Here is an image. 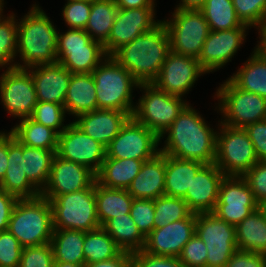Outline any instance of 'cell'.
Masks as SVG:
<instances>
[{
  "instance_id": "obj_58",
  "label": "cell",
  "mask_w": 266,
  "mask_h": 267,
  "mask_svg": "<svg viewBox=\"0 0 266 267\" xmlns=\"http://www.w3.org/2000/svg\"><path fill=\"white\" fill-rule=\"evenodd\" d=\"M206 0H180V3L175 7V9H194L200 10Z\"/></svg>"
},
{
  "instance_id": "obj_6",
  "label": "cell",
  "mask_w": 266,
  "mask_h": 267,
  "mask_svg": "<svg viewBox=\"0 0 266 267\" xmlns=\"http://www.w3.org/2000/svg\"><path fill=\"white\" fill-rule=\"evenodd\" d=\"M138 88L143 92L132 117L160 138L189 102L167 94L153 83H141Z\"/></svg>"
},
{
  "instance_id": "obj_30",
  "label": "cell",
  "mask_w": 266,
  "mask_h": 267,
  "mask_svg": "<svg viewBox=\"0 0 266 267\" xmlns=\"http://www.w3.org/2000/svg\"><path fill=\"white\" fill-rule=\"evenodd\" d=\"M250 56L229 79L239 89L266 98V58L255 48Z\"/></svg>"
},
{
  "instance_id": "obj_21",
  "label": "cell",
  "mask_w": 266,
  "mask_h": 267,
  "mask_svg": "<svg viewBox=\"0 0 266 267\" xmlns=\"http://www.w3.org/2000/svg\"><path fill=\"white\" fill-rule=\"evenodd\" d=\"M196 213L156 228L146 237L144 251L156 256L179 257L185 244L194 236Z\"/></svg>"
},
{
  "instance_id": "obj_15",
  "label": "cell",
  "mask_w": 266,
  "mask_h": 267,
  "mask_svg": "<svg viewBox=\"0 0 266 267\" xmlns=\"http://www.w3.org/2000/svg\"><path fill=\"white\" fill-rule=\"evenodd\" d=\"M258 208L253 193L242 176H225L213 213L221 220L236 226Z\"/></svg>"
},
{
  "instance_id": "obj_12",
  "label": "cell",
  "mask_w": 266,
  "mask_h": 267,
  "mask_svg": "<svg viewBox=\"0 0 266 267\" xmlns=\"http://www.w3.org/2000/svg\"><path fill=\"white\" fill-rule=\"evenodd\" d=\"M195 234L206 245V267H224L238 249L235 226L213 212L196 213Z\"/></svg>"
},
{
  "instance_id": "obj_14",
  "label": "cell",
  "mask_w": 266,
  "mask_h": 267,
  "mask_svg": "<svg viewBox=\"0 0 266 267\" xmlns=\"http://www.w3.org/2000/svg\"><path fill=\"white\" fill-rule=\"evenodd\" d=\"M0 98L10 116L20 120L31 118L38 102L31 73L16 67L3 70L0 75Z\"/></svg>"
},
{
  "instance_id": "obj_22",
  "label": "cell",
  "mask_w": 266,
  "mask_h": 267,
  "mask_svg": "<svg viewBox=\"0 0 266 267\" xmlns=\"http://www.w3.org/2000/svg\"><path fill=\"white\" fill-rule=\"evenodd\" d=\"M226 175L215 165L205 164L194 176L183 200L193 213L213 212L222 180Z\"/></svg>"
},
{
  "instance_id": "obj_29",
  "label": "cell",
  "mask_w": 266,
  "mask_h": 267,
  "mask_svg": "<svg viewBox=\"0 0 266 267\" xmlns=\"http://www.w3.org/2000/svg\"><path fill=\"white\" fill-rule=\"evenodd\" d=\"M145 161L148 160L113 159L106 156L96 173V182L107 188L127 190Z\"/></svg>"
},
{
  "instance_id": "obj_46",
  "label": "cell",
  "mask_w": 266,
  "mask_h": 267,
  "mask_svg": "<svg viewBox=\"0 0 266 267\" xmlns=\"http://www.w3.org/2000/svg\"><path fill=\"white\" fill-rule=\"evenodd\" d=\"M51 243L24 247L19 267H53Z\"/></svg>"
},
{
  "instance_id": "obj_61",
  "label": "cell",
  "mask_w": 266,
  "mask_h": 267,
  "mask_svg": "<svg viewBox=\"0 0 266 267\" xmlns=\"http://www.w3.org/2000/svg\"><path fill=\"white\" fill-rule=\"evenodd\" d=\"M4 10V0H0V11Z\"/></svg>"
},
{
  "instance_id": "obj_20",
  "label": "cell",
  "mask_w": 266,
  "mask_h": 267,
  "mask_svg": "<svg viewBox=\"0 0 266 267\" xmlns=\"http://www.w3.org/2000/svg\"><path fill=\"white\" fill-rule=\"evenodd\" d=\"M96 181V174L88 167L65 160L55 154L48 182L40 192L45 199L89 188Z\"/></svg>"
},
{
  "instance_id": "obj_36",
  "label": "cell",
  "mask_w": 266,
  "mask_h": 267,
  "mask_svg": "<svg viewBox=\"0 0 266 267\" xmlns=\"http://www.w3.org/2000/svg\"><path fill=\"white\" fill-rule=\"evenodd\" d=\"M118 9L115 0H91L85 31L93 40L102 44L108 40Z\"/></svg>"
},
{
  "instance_id": "obj_39",
  "label": "cell",
  "mask_w": 266,
  "mask_h": 267,
  "mask_svg": "<svg viewBox=\"0 0 266 267\" xmlns=\"http://www.w3.org/2000/svg\"><path fill=\"white\" fill-rule=\"evenodd\" d=\"M211 31L247 26L238 18L232 0H206L200 9Z\"/></svg>"
},
{
  "instance_id": "obj_52",
  "label": "cell",
  "mask_w": 266,
  "mask_h": 267,
  "mask_svg": "<svg viewBox=\"0 0 266 267\" xmlns=\"http://www.w3.org/2000/svg\"><path fill=\"white\" fill-rule=\"evenodd\" d=\"M224 267H266V254L237 249Z\"/></svg>"
},
{
  "instance_id": "obj_32",
  "label": "cell",
  "mask_w": 266,
  "mask_h": 267,
  "mask_svg": "<svg viewBox=\"0 0 266 267\" xmlns=\"http://www.w3.org/2000/svg\"><path fill=\"white\" fill-rule=\"evenodd\" d=\"M237 248L266 254V219L257 208L235 226Z\"/></svg>"
},
{
  "instance_id": "obj_11",
  "label": "cell",
  "mask_w": 266,
  "mask_h": 267,
  "mask_svg": "<svg viewBox=\"0 0 266 267\" xmlns=\"http://www.w3.org/2000/svg\"><path fill=\"white\" fill-rule=\"evenodd\" d=\"M170 40V51L198 58L210 27L201 10L174 9L170 19L162 20Z\"/></svg>"
},
{
  "instance_id": "obj_40",
  "label": "cell",
  "mask_w": 266,
  "mask_h": 267,
  "mask_svg": "<svg viewBox=\"0 0 266 267\" xmlns=\"http://www.w3.org/2000/svg\"><path fill=\"white\" fill-rule=\"evenodd\" d=\"M17 21L18 19H16V15L13 12L4 16L3 11H0V68L2 69H5V67L7 69L16 67Z\"/></svg>"
},
{
  "instance_id": "obj_38",
  "label": "cell",
  "mask_w": 266,
  "mask_h": 267,
  "mask_svg": "<svg viewBox=\"0 0 266 267\" xmlns=\"http://www.w3.org/2000/svg\"><path fill=\"white\" fill-rule=\"evenodd\" d=\"M122 250L102 228L85 232L83 252L85 264H92L116 257Z\"/></svg>"
},
{
  "instance_id": "obj_41",
  "label": "cell",
  "mask_w": 266,
  "mask_h": 267,
  "mask_svg": "<svg viewBox=\"0 0 266 267\" xmlns=\"http://www.w3.org/2000/svg\"><path fill=\"white\" fill-rule=\"evenodd\" d=\"M192 211L183 198L160 196L154 200V229L187 218Z\"/></svg>"
},
{
  "instance_id": "obj_5",
  "label": "cell",
  "mask_w": 266,
  "mask_h": 267,
  "mask_svg": "<svg viewBox=\"0 0 266 267\" xmlns=\"http://www.w3.org/2000/svg\"><path fill=\"white\" fill-rule=\"evenodd\" d=\"M8 231L23 248L50 243L53 234L50 201L42 195L18 199L9 220Z\"/></svg>"
},
{
  "instance_id": "obj_42",
  "label": "cell",
  "mask_w": 266,
  "mask_h": 267,
  "mask_svg": "<svg viewBox=\"0 0 266 267\" xmlns=\"http://www.w3.org/2000/svg\"><path fill=\"white\" fill-rule=\"evenodd\" d=\"M66 114L63 105L38 101L31 115V119L52 128L60 134L68 126V124L64 125Z\"/></svg>"
},
{
  "instance_id": "obj_47",
  "label": "cell",
  "mask_w": 266,
  "mask_h": 267,
  "mask_svg": "<svg viewBox=\"0 0 266 267\" xmlns=\"http://www.w3.org/2000/svg\"><path fill=\"white\" fill-rule=\"evenodd\" d=\"M23 247L8 230L0 231V267H19Z\"/></svg>"
},
{
  "instance_id": "obj_35",
  "label": "cell",
  "mask_w": 266,
  "mask_h": 267,
  "mask_svg": "<svg viewBox=\"0 0 266 267\" xmlns=\"http://www.w3.org/2000/svg\"><path fill=\"white\" fill-rule=\"evenodd\" d=\"M102 228L122 251L133 253L144 250L146 238L141 234L130 214L114 217L108 220Z\"/></svg>"
},
{
  "instance_id": "obj_7",
  "label": "cell",
  "mask_w": 266,
  "mask_h": 267,
  "mask_svg": "<svg viewBox=\"0 0 266 267\" xmlns=\"http://www.w3.org/2000/svg\"><path fill=\"white\" fill-rule=\"evenodd\" d=\"M49 201L53 229L88 232L101 227L97 216L95 182L89 188L54 196Z\"/></svg>"
},
{
  "instance_id": "obj_8",
  "label": "cell",
  "mask_w": 266,
  "mask_h": 267,
  "mask_svg": "<svg viewBox=\"0 0 266 267\" xmlns=\"http://www.w3.org/2000/svg\"><path fill=\"white\" fill-rule=\"evenodd\" d=\"M215 96L218 98L215 108L222 115L218 121L221 124L244 129L266 119V98L239 89L229 78L217 88Z\"/></svg>"
},
{
  "instance_id": "obj_45",
  "label": "cell",
  "mask_w": 266,
  "mask_h": 267,
  "mask_svg": "<svg viewBox=\"0 0 266 267\" xmlns=\"http://www.w3.org/2000/svg\"><path fill=\"white\" fill-rule=\"evenodd\" d=\"M91 12V0L67 1L62 9V18L68 28L85 30Z\"/></svg>"
},
{
  "instance_id": "obj_44",
  "label": "cell",
  "mask_w": 266,
  "mask_h": 267,
  "mask_svg": "<svg viewBox=\"0 0 266 267\" xmlns=\"http://www.w3.org/2000/svg\"><path fill=\"white\" fill-rule=\"evenodd\" d=\"M130 216L141 234L146 238L154 229V200L133 199Z\"/></svg>"
},
{
  "instance_id": "obj_26",
  "label": "cell",
  "mask_w": 266,
  "mask_h": 267,
  "mask_svg": "<svg viewBox=\"0 0 266 267\" xmlns=\"http://www.w3.org/2000/svg\"><path fill=\"white\" fill-rule=\"evenodd\" d=\"M165 154L158 153L145 161L140 172L128 187V193L134 199L155 200L165 195Z\"/></svg>"
},
{
  "instance_id": "obj_53",
  "label": "cell",
  "mask_w": 266,
  "mask_h": 267,
  "mask_svg": "<svg viewBox=\"0 0 266 267\" xmlns=\"http://www.w3.org/2000/svg\"><path fill=\"white\" fill-rule=\"evenodd\" d=\"M18 198L0 188V231L8 230L9 220Z\"/></svg>"
},
{
  "instance_id": "obj_3",
  "label": "cell",
  "mask_w": 266,
  "mask_h": 267,
  "mask_svg": "<svg viewBox=\"0 0 266 267\" xmlns=\"http://www.w3.org/2000/svg\"><path fill=\"white\" fill-rule=\"evenodd\" d=\"M170 52V40L165 24L137 36L121 46L111 56L141 83H152Z\"/></svg>"
},
{
  "instance_id": "obj_57",
  "label": "cell",
  "mask_w": 266,
  "mask_h": 267,
  "mask_svg": "<svg viewBox=\"0 0 266 267\" xmlns=\"http://www.w3.org/2000/svg\"><path fill=\"white\" fill-rule=\"evenodd\" d=\"M258 33L260 41H257L258 44L254 48L257 49L266 58V21L258 29Z\"/></svg>"
},
{
  "instance_id": "obj_1",
  "label": "cell",
  "mask_w": 266,
  "mask_h": 267,
  "mask_svg": "<svg viewBox=\"0 0 266 267\" xmlns=\"http://www.w3.org/2000/svg\"><path fill=\"white\" fill-rule=\"evenodd\" d=\"M167 135V137H166ZM166 137V138H165ZM217 129L188 104L160 137V153L204 164L215 163Z\"/></svg>"
},
{
  "instance_id": "obj_56",
  "label": "cell",
  "mask_w": 266,
  "mask_h": 267,
  "mask_svg": "<svg viewBox=\"0 0 266 267\" xmlns=\"http://www.w3.org/2000/svg\"><path fill=\"white\" fill-rule=\"evenodd\" d=\"M156 0H115L118 8L132 9L144 7H156Z\"/></svg>"
},
{
  "instance_id": "obj_28",
  "label": "cell",
  "mask_w": 266,
  "mask_h": 267,
  "mask_svg": "<svg viewBox=\"0 0 266 267\" xmlns=\"http://www.w3.org/2000/svg\"><path fill=\"white\" fill-rule=\"evenodd\" d=\"M204 165L165 154V195L183 198L190 190L192 179Z\"/></svg>"
},
{
  "instance_id": "obj_37",
  "label": "cell",
  "mask_w": 266,
  "mask_h": 267,
  "mask_svg": "<svg viewBox=\"0 0 266 267\" xmlns=\"http://www.w3.org/2000/svg\"><path fill=\"white\" fill-rule=\"evenodd\" d=\"M56 152L23 145V170L29 181L41 192L48 182Z\"/></svg>"
},
{
  "instance_id": "obj_9",
  "label": "cell",
  "mask_w": 266,
  "mask_h": 267,
  "mask_svg": "<svg viewBox=\"0 0 266 267\" xmlns=\"http://www.w3.org/2000/svg\"><path fill=\"white\" fill-rule=\"evenodd\" d=\"M107 56L103 44L83 29L57 33V63L71 73H92Z\"/></svg>"
},
{
  "instance_id": "obj_34",
  "label": "cell",
  "mask_w": 266,
  "mask_h": 267,
  "mask_svg": "<svg viewBox=\"0 0 266 267\" xmlns=\"http://www.w3.org/2000/svg\"><path fill=\"white\" fill-rule=\"evenodd\" d=\"M10 132L22 145L57 152L59 134L31 118L20 120L11 128Z\"/></svg>"
},
{
  "instance_id": "obj_50",
  "label": "cell",
  "mask_w": 266,
  "mask_h": 267,
  "mask_svg": "<svg viewBox=\"0 0 266 267\" xmlns=\"http://www.w3.org/2000/svg\"><path fill=\"white\" fill-rule=\"evenodd\" d=\"M132 267H186L178 257L151 255L144 250L132 253Z\"/></svg>"
},
{
  "instance_id": "obj_16",
  "label": "cell",
  "mask_w": 266,
  "mask_h": 267,
  "mask_svg": "<svg viewBox=\"0 0 266 267\" xmlns=\"http://www.w3.org/2000/svg\"><path fill=\"white\" fill-rule=\"evenodd\" d=\"M202 74L207 73L201 68L197 58L170 51L152 83L169 95L183 98Z\"/></svg>"
},
{
  "instance_id": "obj_33",
  "label": "cell",
  "mask_w": 266,
  "mask_h": 267,
  "mask_svg": "<svg viewBox=\"0 0 266 267\" xmlns=\"http://www.w3.org/2000/svg\"><path fill=\"white\" fill-rule=\"evenodd\" d=\"M85 232L73 229H53L50 241L54 261L85 264L83 244Z\"/></svg>"
},
{
  "instance_id": "obj_62",
  "label": "cell",
  "mask_w": 266,
  "mask_h": 267,
  "mask_svg": "<svg viewBox=\"0 0 266 267\" xmlns=\"http://www.w3.org/2000/svg\"><path fill=\"white\" fill-rule=\"evenodd\" d=\"M66 1H83V0H66Z\"/></svg>"
},
{
  "instance_id": "obj_24",
  "label": "cell",
  "mask_w": 266,
  "mask_h": 267,
  "mask_svg": "<svg viewBox=\"0 0 266 267\" xmlns=\"http://www.w3.org/2000/svg\"><path fill=\"white\" fill-rule=\"evenodd\" d=\"M130 116L114 109H96L78 115L73 123L85 134L107 147Z\"/></svg>"
},
{
  "instance_id": "obj_23",
  "label": "cell",
  "mask_w": 266,
  "mask_h": 267,
  "mask_svg": "<svg viewBox=\"0 0 266 267\" xmlns=\"http://www.w3.org/2000/svg\"><path fill=\"white\" fill-rule=\"evenodd\" d=\"M37 101L52 102L64 106L72 73L59 63L30 67Z\"/></svg>"
},
{
  "instance_id": "obj_60",
  "label": "cell",
  "mask_w": 266,
  "mask_h": 267,
  "mask_svg": "<svg viewBox=\"0 0 266 267\" xmlns=\"http://www.w3.org/2000/svg\"><path fill=\"white\" fill-rule=\"evenodd\" d=\"M258 209L261 211L263 216L266 219V199L262 200L260 203H258Z\"/></svg>"
},
{
  "instance_id": "obj_25",
  "label": "cell",
  "mask_w": 266,
  "mask_h": 267,
  "mask_svg": "<svg viewBox=\"0 0 266 267\" xmlns=\"http://www.w3.org/2000/svg\"><path fill=\"white\" fill-rule=\"evenodd\" d=\"M0 188L18 199L34 198L40 191L29 181L23 170V145L8 132V166Z\"/></svg>"
},
{
  "instance_id": "obj_2",
  "label": "cell",
  "mask_w": 266,
  "mask_h": 267,
  "mask_svg": "<svg viewBox=\"0 0 266 267\" xmlns=\"http://www.w3.org/2000/svg\"><path fill=\"white\" fill-rule=\"evenodd\" d=\"M16 68L57 63L56 25L36 2L21 19H18Z\"/></svg>"
},
{
  "instance_id": "obj_54",
  "label": "cell",
  "mask_w": 266,
  "mask_h": 267,
  "mask_svg": "<svg viewBox=\"0 0 266 267\" xmlns=\"http://www.w3.org/2000/svg\"><path fill=\"white\" fill-rule=\"evenodd\" d=\"M85 267H132V253L121 251L112 259L85 264Z\"/></svg>"
},
{
  "instance_id": "obj_19",
  "label": "cell",
  "mask_w": 266,
  "mask_h": 267,
  "mask_svg": "<svg viewBox=\"0 0 266 267\" xmlns=\"http://www.w3.org/2000/svg\"><path fill=\"white\" fill-rule=\"evenodd\" d=\"M249 28L240 26L230 30L210 31L197 58L201 68L206 73L223 68L245 42L246 30Z\"/></svg>"
},
{
  "instance_id": "obj_27",
  "label": "cell",
  "mask_w": 266,
  "mask_h": 267,
  "mask_svg": "<svg viewBox=\"0 0 266 267\" xmlns=\"http://www.w3.org/2000/svg\"><path fill=\"white\" fill-rule=\"evenodd\" d=\"M64 108L66 113L74 118L98 109L92 73H72L65 96Z\"/></svg>"
},
{
  "instance_id": "obj_59",
  "label": "cell",
  "mask_w": 266,
  "mask_h": 267,
  "mask_svg": "<svg viewBox=\"0 0 266 267\" xmlns=\"http://www.w3.org/2000/svg\"><path fill=\"white\" fill-rule=\"evenodd\" d=\"M53 267H85V264H73L67 262L54 261Z\"/></svg>"
},
{
  "instance_id": "obj_43",
  "label": "cell",
  "mask_w": 266,
  "mask_h": 267,
  "mask_svg": "<svg viewBox=\"0 0 266 267\" xmlns=\"http://www.w3.org/2000/svg\"><path fill=\"white\" fill-rule=\"evenodd\" d=\"M240 21L259 29L266 21V0H232Z\"/></svg>"
},
{
  "instance_id": "obj_49",
  "label": "cell",
  "mask_w": 266,
  "mask_h": 267,
  "mask_svg": "<svg viewBox=\"0 0 266 267\" xmlns=\"http://www.w3.org/2000/svg\"><path fill=\"white\" fill-rule=\"evenodd\" d=\"M257 203L266 199V161H258L243 176Z\"/></svg>"
},
{
  "instance_id": "obj_10",
  "label": "cell",
  "mask_w": 266,
  "mask_h": 267,
  "mask_svg": "<svg viewBox=\"0 0 266 267\" xmlns=\"http://www.w3.org/2000/svg\"><path fill=\"white\" fill-rule=\"evenodd\" d=\"M218 125L215 165L226 176H243L259 161L253 143L243 128Z\"/></svg>"
},
{
  "instance_id": "obj_17",
  "label": "cell",
  "mask_w": 266,
  "mask_h": 267,
  "mask_svg": "<svg viewBox=\"0 0 266 267\" xmlns=\"http://www.w3.org/2000/svg\"><path fill=\"white\" fill-rule=\"evenodd\" d=\"M56 154L65 160L84 165L96 174L105 160L106 147L70 122L58 135Z\"/></svg>"
},
{
  "instance_id": "obj_4",
  "label": "cell",
  "mask_w": 266,
  "mask_h": 267,
  "mask_svg": "<svg viewBox=\"0 0 266 267\" xmlns=\"http://www.w3.org/2000/svg\"><path fill=\"white\" fill-rule=\"evenodd\" d=\"M98 109H114L132 117L133 90L139 82L112 56H107L93 71Z\"/></svg>"
},
{
  "instance_id": "obj_13",
  "label": "cell",
  "mask_w": 266,
  "mask_h": 267,
  "mask_svg": "<svg viewBox=\"0 0 266 267\" xmlns=\"http://www.w3.org/2000/svg\"><path fill=\"white\" fill-rule=\"evenodd\" d=\"M160 138L149 128L130 117L106 147L113 159L150 160L160 153Z\"/></svg>"
},
{
  "instance_id": "obj_55",
  "label": "cell",
  "mask_w": 266,
  "mask_h": 267,
  "mask_svg": "<svg viewBox=\"0 0 266 267\" xmlns=\"http://www.w3.org/2000/svg\"><path fill=\"white\" fill-rule=\"evenodd\" d=\"M8 166V132L0 131V181L5 176Z\"/></svg>"
},
{
  "instance_id": "obj_48",
  "label": "cell",
  "mask_w": 266,
  "mask_h": 267,
  "mask_svg": "<svg viewBox=\"0 0 266 267\" xmlns=\"http://www.w3.org/2000/svg\"><path fill=\"white\" fill-rule=\"evenodd\" d=\"M178 258L186 267H206V245L194 234L185 244Z\"/></svg>"
},
{
  "instance_id": "obj_51",
  "label": "cell",
  "mask_w": 266,
  "mask_h": 267,
  "mask_svg": "<svg viewBox=\"0 0 266 267\" xmlns=\"http://www.w3.org/2000/svg\"><path fill=\"white\" fill-rule=\"evenodd\" d=\"M253 143L259 161H266V119L249 124L244 128Z\"/></svg>"
},
{
  "instance_id": "obj_18",
  "label": "cell",
  "mask_w": 266,
  "mask_h": 267,
  "mask_svg": "<svg viewBox=\"0 0 266 267\" xmlns=\"http://www.w3.org/2000/svg\"><path fill=\"white\" fill-rule=\"evenodd\" d=\"M155 11V7L119 8L109 38L103 44L106 54L111 56L121 46L158 26L162 20H155Z\"/></svg>"
},
{
  "instance_id": "obj_31",
  "label": "cell",
  "mask_w": 266,
  "mask_h": 267,
  "mask_svg": "<svg viewBox=\"0 0 266 267\" xmlns=\"http://www.w3.org/2000/svg\"><path fill=\"white\" fill-rule=\"evenodd\" d=\"M97 216L102 227L108 220L130 214L133 197L127 190L104 187L95 181Z\"/></svg>"
}]
</instances>
